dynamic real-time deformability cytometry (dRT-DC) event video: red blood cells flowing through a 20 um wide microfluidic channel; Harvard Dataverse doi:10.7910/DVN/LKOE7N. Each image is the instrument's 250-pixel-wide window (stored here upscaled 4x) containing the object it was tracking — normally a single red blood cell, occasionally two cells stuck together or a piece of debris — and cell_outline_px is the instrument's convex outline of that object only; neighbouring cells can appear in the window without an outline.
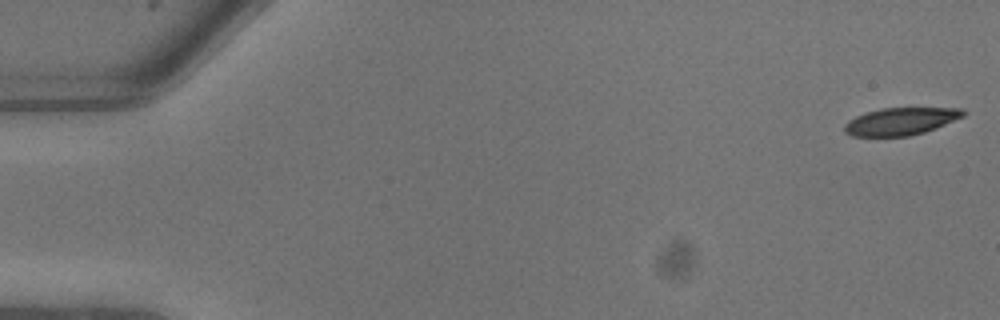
{"species": "common noctule bat (a hibernating species)", "species_latin": "Nyctalus noctula", "temperature_condition": "warm", "stored_images_in_passage": 9, "camera_frame_rate_fps": 3000, "um_per_image_px": 0.085, "animal": {"sex": "male", "body_mass_g": 13.3}, "frame": {"image": 1, "passage_image": 1, "time_ms": 0.0, "image_size_px": [1000, 320], "cell_outline_px": [[968, 112], [964, 116], [936, 128], [924, 132], [908, 136], [852, 136], [844, 132], [844, 124], [848, 120], [864, 112], [880, 108], [964, 108]], "centroid_in_image_um": [76.56, 10.3], "position_along_channel_um": 8.4, "area_um2": 19.13}}
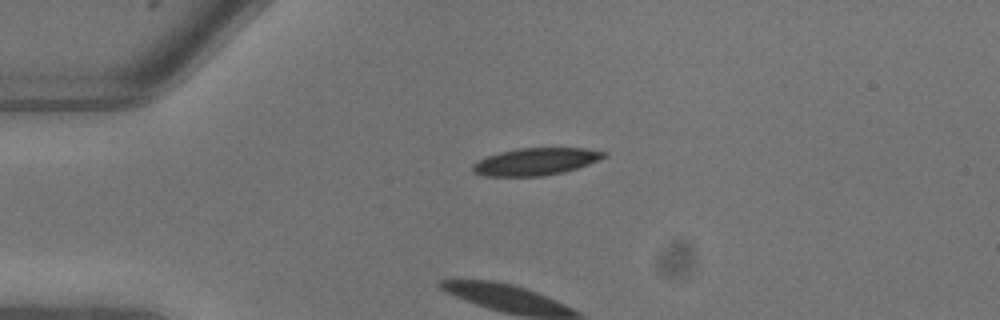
{"frame": {"image": 2, "passage_image": 6, "time_ms": 1.667, "image_size_px": [1000, 320], "cell_outline_px": [[608, 156], [588, 164], [564, 172], [544, 176], [484, 176], [472, 172], [472, 164], [488, 156], [500, 152], [516, 148], [584, 148], [608, 152]], "centroid_in_image_um": [45.55, 13.73], "position_along_channel_um": 39.5, "area_um2": 20.87}}